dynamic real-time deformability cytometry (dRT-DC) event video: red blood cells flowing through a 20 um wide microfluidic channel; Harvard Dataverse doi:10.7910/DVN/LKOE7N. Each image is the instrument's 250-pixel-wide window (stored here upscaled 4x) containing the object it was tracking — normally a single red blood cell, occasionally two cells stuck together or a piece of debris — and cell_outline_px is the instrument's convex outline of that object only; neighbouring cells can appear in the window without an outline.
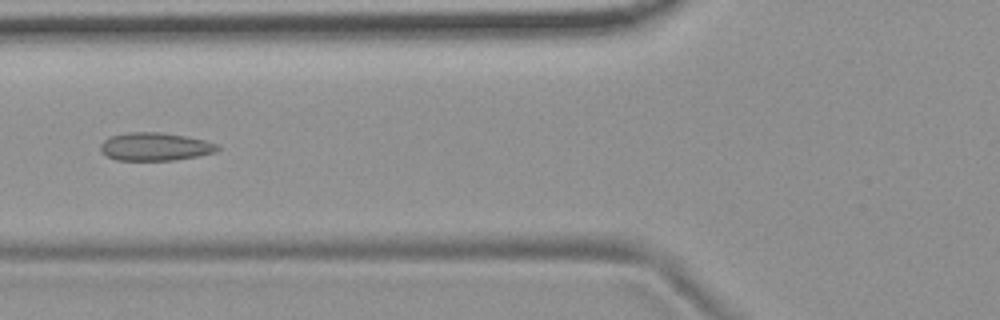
{"species": "common noctule bat (a hibernating species)", "species_latin": "Nyctalus noctula", "temperature_condition": "room temperature", "stored_images_in_passage": 8, "camera_frame_rate_fps": 3000, "um_per_image_px": 0.085, "animal": {"sex": "female", "body_mass_g": 19.9}, "frame": {"image": 1, "passage_image": 5, "time_ms": 4.667, "image_size_px": [1000, 320], "cell_outline_px": [[220, 148], [216, 152], [200, 156], [172, 160], [116, 160], [100, 152], [100, 144], [108, 136], [128, 132], [160, 132], [184, 136], [204, 140], [220, 144]], "centroid_in_image_um": [13.18, 12.46], "position_along_channel_um": 112.6, "area_um2": 19.31}}
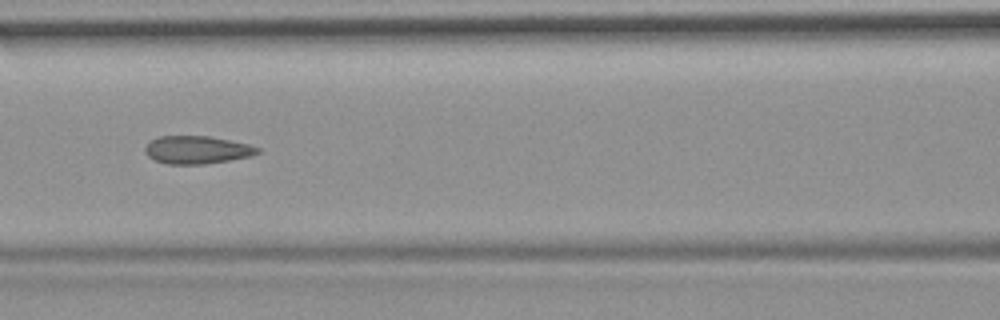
{"frame": {"image": 2, "passage_image": 6, "time_ms": 5.667, "image_size_px": [1000, 320], "cell_outline_px": [[260, 152], [252, 156], [204, 164], [168, 164], [156, 160], [148, 156], [144, 152], [144, 148], [152, 140], [160, 136], [208, 136], [248, 144], [260, 148]], "centroid_in_image_um": [16.75, 12.74], "position_along_channel_um": 149.9, "area_um2": 18.09}}